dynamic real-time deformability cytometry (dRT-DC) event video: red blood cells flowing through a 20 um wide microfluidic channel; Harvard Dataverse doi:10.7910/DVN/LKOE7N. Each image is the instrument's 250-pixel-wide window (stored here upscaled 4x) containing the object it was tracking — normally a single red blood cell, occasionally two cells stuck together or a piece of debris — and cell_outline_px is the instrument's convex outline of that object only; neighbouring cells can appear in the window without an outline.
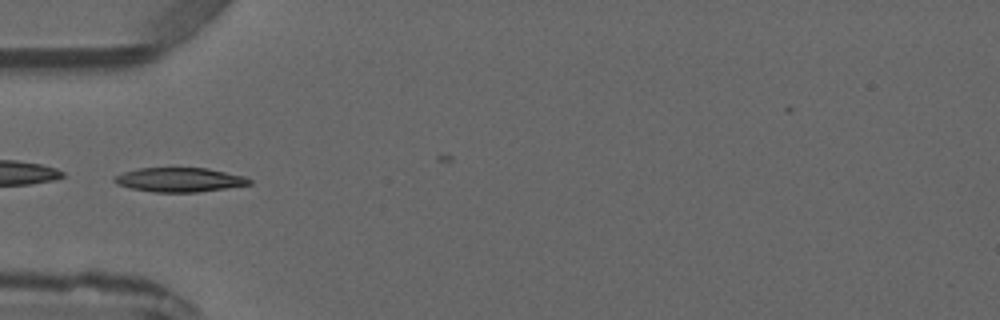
{"species": "common noctule bat (a hibernating species)", "species_latin": "Nyctalus noctula", "temperature_condition": "warm", "stored_images_in_passage": 5, "camera_frame_rate_fps": 3000, "um_per_image_px": 0.085, "animal": {"sex": "male", "forearm_length_mm": 52.5}, "frame": {"image": 1, "passage_image": 4, "time_ms": 4.667, "image_size_px": [1000, 320], "cell_outline_px": [[252, 184], [196, 192], [156, 192], [132, 188], [116, 184], [112, 180], [112, 176], [124, 172], [140, 168], [208, 168], [244, 176], [252, 180]], "centroid_in_image_um": [15.23, 15.27], "position_along_channel_um": 69.8, "area_um2": 18.96}}
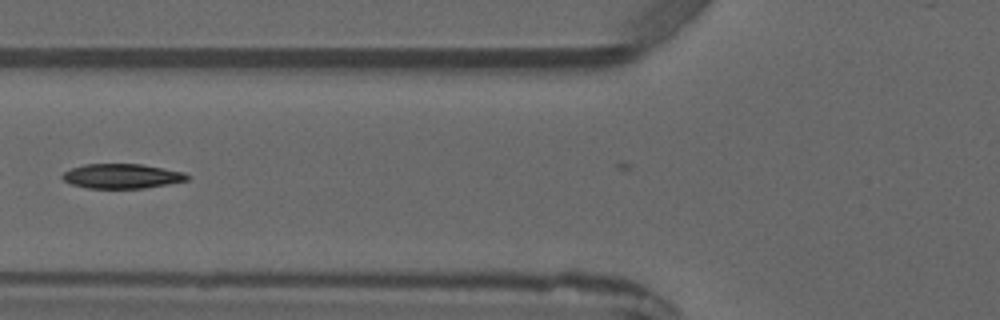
{"frame": {"image": 2, "passage_image": 5, "time_ms": 5.667, "image_size_px": [1000, 320], "cell_outline_px": [[192, 176], [188, 180], [168, 184], [144, 188], [88, 188], [72, 184], [64, 180], [60, 176], [64, 172], [72, 168], [84, 164], [140, 164], [164, 168], [184, 172]], "centroid_in_image_um": [10.39, 14.97], "position_along_channel_um": 115.4, "area_um2": 17.92}}